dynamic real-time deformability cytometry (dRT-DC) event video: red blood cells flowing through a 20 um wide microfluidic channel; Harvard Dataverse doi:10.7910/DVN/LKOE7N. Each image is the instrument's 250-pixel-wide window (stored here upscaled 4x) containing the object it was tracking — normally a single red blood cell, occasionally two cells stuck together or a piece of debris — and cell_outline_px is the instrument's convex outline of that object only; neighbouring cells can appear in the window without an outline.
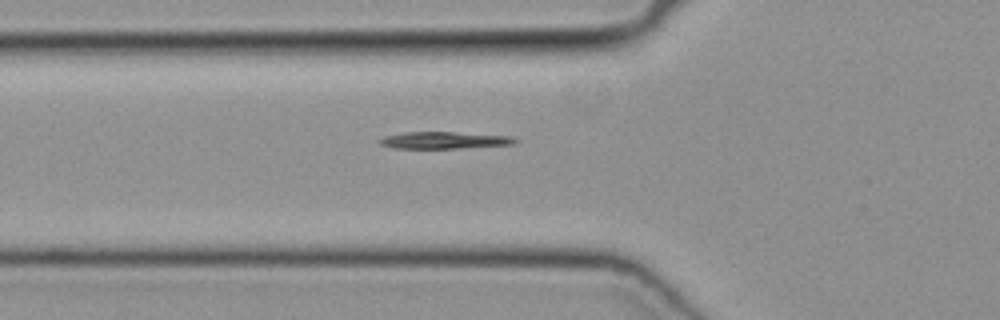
{"species": "common noctule bat (a hibernating species)", "species_latin": "Nyctalus noctula", "temperature_condition": "cold", "stored_images_in_passage": 35, "camera_frame_rate_fps": 3000, "um_per_image_px": 0.085, "animal": {"sex": "female", "body_mass_g": 19.3, "forearm_length_mm": 54.1}, "frame": {"image": 1, "passage_image": 5, "time_ms": 1.333, "image_size_px": [1000, 320], "cell_outline_px": [[516, 140], [512, 144], [460, 148], [392, 148], [380, 144], [376, 140], [384, 136], [404, 132], [452, 132], [512, 136]], "centroid_in_image_um": [37.66, 11.92], "position_along_channel_um": 88.1, "area_um2": 13.24}}
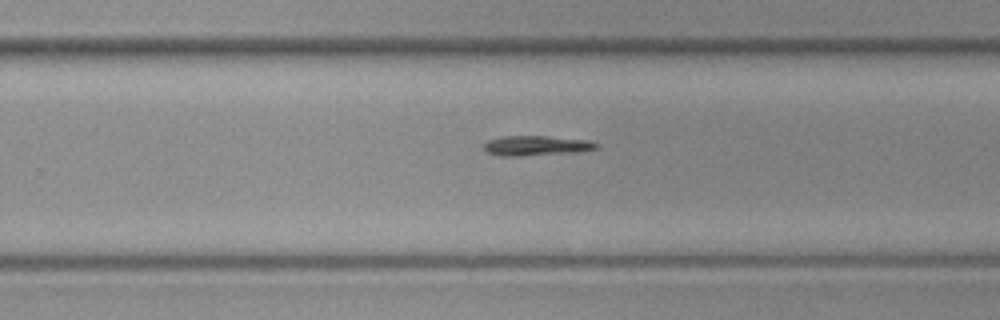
{"frame": {"image": 2, "passage_image": 19, "time_ms": 6.0, "image_size_px": [1000, 320], "cell_outline_px": [[600, 148], [576, 152], [520, 156], [500, 156], [488, 152], [484, 148], [484, 144], [488, 140], [504, 136], [548, 136], [592, 140], [600, 144]], "centroid_in_image_um": [45.66, 12.37], "position_along_channel_um": 284.1, "area_um2": 13.18}}
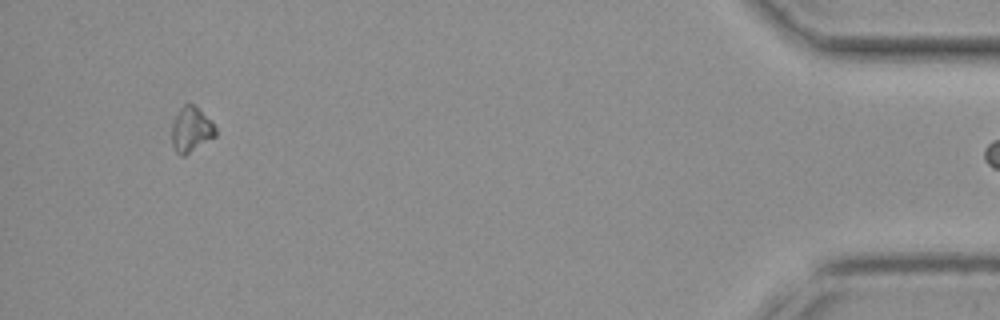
{"frame": {"image": 3, "passage_image": 34, "time_ms": 11.0, "image_size_px": [1000, 320], "cell_outline_px": [[216, 136], [184, 156], [180, 156], [176, 152], [172, 144], [172, 124], [180, 108], [184, 104], [192, 104], [212, 120], [216, 128]], "centroid_in_image_um": [16.26, 11.02], "position_along_channel_um": 418.9, "area_um2": 11.44}}